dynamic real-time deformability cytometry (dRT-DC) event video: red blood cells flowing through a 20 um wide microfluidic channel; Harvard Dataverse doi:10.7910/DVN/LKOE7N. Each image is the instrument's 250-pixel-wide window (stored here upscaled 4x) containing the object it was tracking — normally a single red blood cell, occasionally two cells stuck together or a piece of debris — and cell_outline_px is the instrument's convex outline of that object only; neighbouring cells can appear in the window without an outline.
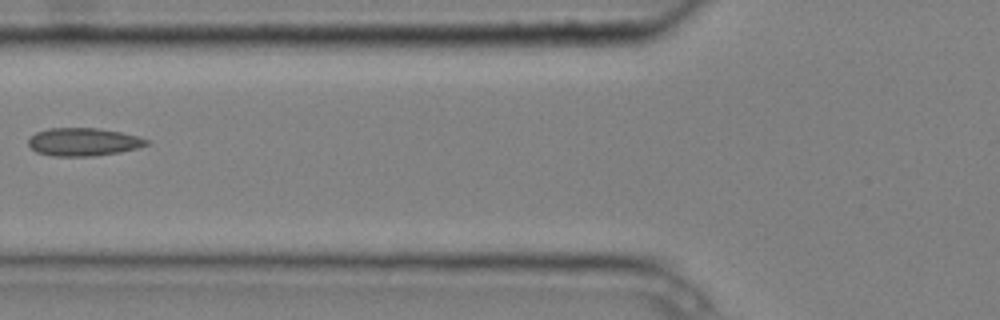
{"species": "common noctule bat (a hibernating species)", "species_latin": "Nyctalus noctula", "temperature_condition": "cold", "stored_images_in_passage": 3, "camera_frame_rate_fps": 3000, "um_per_image_px": 0.085, "animal": {"sex": "male", "body_mass_g": 20.4}, "frame": {"image": 1, "passage_image": 2, "time_ms": 0.333, "image_size_px": [1000, 320], "cell_outline_px": [[148, 144], [136, 148], [120, 152], [96, 156], [52, 156], [36, 152], [28, 144], [28, 136], [36, 132], [48, 128], [96, 128], [120, 132], [136, 136], [148, 140]], "centroid_in_image_um": [7.03, 12.06], "position_along_channel_um": 118.8, "area_um2": 19.25}}
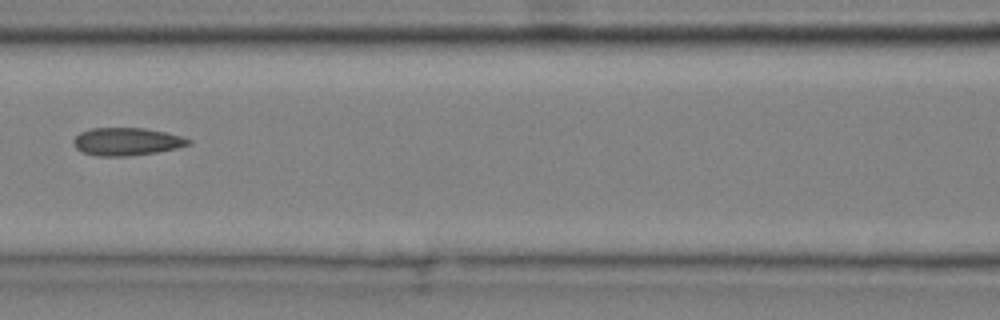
{"frame": {"image": 2, "passage_image": 3, "time_ms": 0.667, "image_size_px": [1000, 320], "cell_outline_px": [[192, 144], [176, 148], [156, 152], [132, 156], [96, 156], [84, 152], [76, 148], [72, 144], [72, 140], [80, 132], [92, 128], [144, 128], [164, 132], [180, 136], [192, 140]], "centroid_in_image_um": [10.75, 12.04], "position_along_channel_um": 155.8, "area_um2": 18.61}}